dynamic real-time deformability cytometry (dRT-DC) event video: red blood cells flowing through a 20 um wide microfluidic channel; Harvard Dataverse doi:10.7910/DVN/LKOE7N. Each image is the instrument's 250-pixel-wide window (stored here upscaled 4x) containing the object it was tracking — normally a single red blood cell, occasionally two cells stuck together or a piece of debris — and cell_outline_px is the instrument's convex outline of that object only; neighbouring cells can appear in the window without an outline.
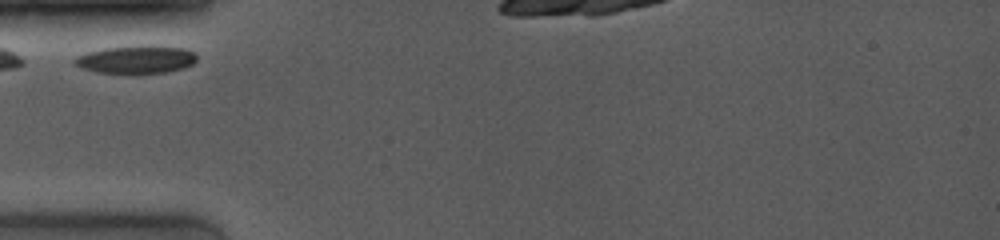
{"species": "common noctule bat (a hibernating species)", "species_latin": "Nyctalus noctula", "temperature_condition": "room temperature", "stored_images_in_passage": 22, "camera_frame_rate_fps": 4000, "um_per_image_px": 0.085, "animal": {"sex": "female", "body_mass_g": 19.0, "forearm_length_mm": 53.3}, "frame": {"image": 1, "passage_image": 1, "time_ms": 0.0, "image_size_px": [1000, 240], "cell_outline_px": [[196, 60], [192, 64], [184, 68], [168, 72], [96, 72], [84, 68], [76, 64], [72, 60], [76, 56], [88, 52], [104, 48], [140, 44], [144, 44], [184, 48], [192, 52], [196, 56]], "centroid_in_image_um": [11.59, 5.02], "position_along_channel_um": 73.4, "area_um2": 19.71}}